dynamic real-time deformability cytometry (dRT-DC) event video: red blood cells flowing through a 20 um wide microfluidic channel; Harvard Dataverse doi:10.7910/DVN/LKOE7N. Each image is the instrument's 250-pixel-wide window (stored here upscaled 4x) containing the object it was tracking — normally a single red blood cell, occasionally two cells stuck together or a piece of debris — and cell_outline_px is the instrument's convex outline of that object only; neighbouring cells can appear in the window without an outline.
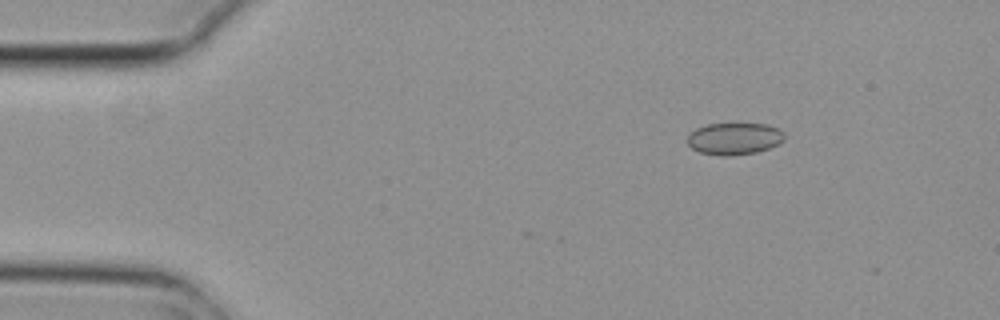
{"species": "common noctule bat (a hibernating species)", "species_latin": "Nyctalus noctula", "temperature_condition": "cold", "stored_images_in_passage": 6, "camera_frame_rate_fps": 3000, "um_per_image_px": 0.085, "animal": {"sex": "female", "body_mass_g": 29.2, "forearm_length_mm": 56.3}, "frame": {"image": 1, "passage_image": 3, "time_ms": 0.667, "image_size_px": [1000, 320], "cell_outline_px": [[784, 140], [768, 148], [756, 152], [732, 156], [720, 156], [700, 152], [692, 148], [688, 144], [688, 136], [696, 128], [708, 124], [768, 124], [780, 128], [784, 132]], "centroid_in_image_um": [62.43, 11.78], "position_along_channel_um": 22.6, "area_um2": 18.03}}
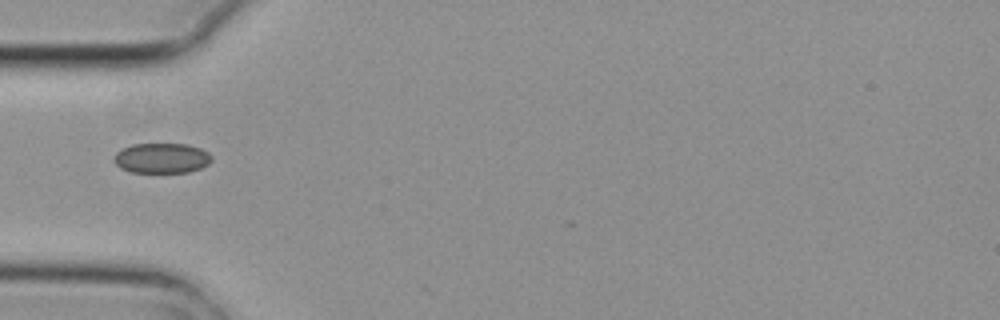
{"frame": {"image": 2, "passage_image": 6, "time_ms": 1.667, "image_size_px": [1000, 320], "cell_outline_px": [[212, 160], [208, 164], [200, 168], [188, 172], [128, 172], [120, 168], [112, 160], [112, 156], [120, 148], [132, 144], [188, 144], [200, 148], [208, 152], [212, 156]], "centroid_in_image_um": [13.7, 13.43], "position_along_channel_um": 71.3, "area_um2": 17.4}}